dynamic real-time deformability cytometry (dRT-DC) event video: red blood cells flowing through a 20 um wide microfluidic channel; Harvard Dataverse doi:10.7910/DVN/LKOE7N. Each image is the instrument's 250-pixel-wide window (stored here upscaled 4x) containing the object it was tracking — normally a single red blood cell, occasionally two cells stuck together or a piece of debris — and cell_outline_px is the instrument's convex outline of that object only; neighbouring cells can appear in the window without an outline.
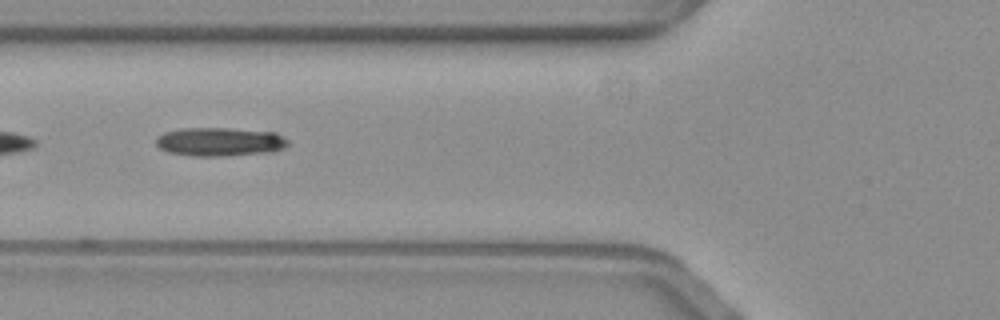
{"species": "common noctule bat (a hibernating species)", "species_latin": "Nyctalus noctula", "temperature_condition": "warm", "stored_images_in_passage": 16, "camera_frame_rate_fps": 3000, "um_per_image_px": 0.085, "animal": {"sex": "female", "body_mass_g": 19.3, "forearm_length_mm": 54.1}, "frame": {"image": 1, "passage_image": 7, "time_ms": 2.0, "image_size_px": [1000, 320], "cell_outline_px": [[288, 144], [284, 148], [272, 152], [228, 156], [192, 156], [168, 152], [160, 148], [156, 144], [156, 136], [164, 132], [180, 128], [228, 128], [276, 132], [288, 140]], "centroid_in_image_um": [18.68, 12.05], "position_along_channel_um": 107.1, "area_um2": 22.31}}
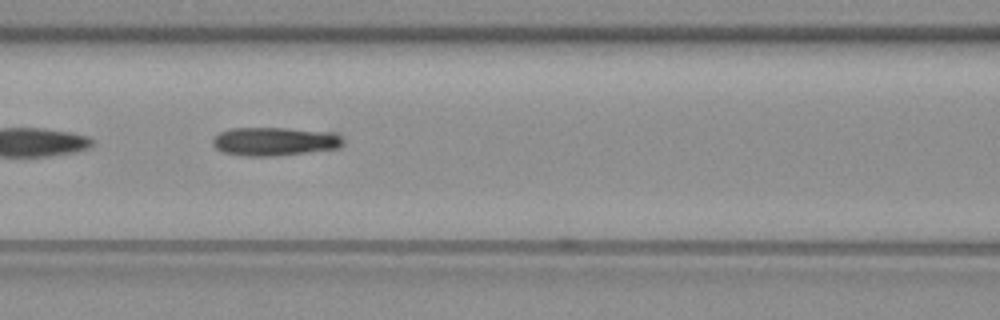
{"frame": {"image": 2, "passage_image": 10, "time_ms": 3.0, "image_size_px": [1000, 320], "cell_outline_px": [[344, 144], [340, 148], [272, 156], [244, 156], [224, 152], [216, 148], [212, 144], [212, 140], [220, 132], [228, 128], [284, 128], [340, 132], [344, 140]], "centroid_in_image_um": [23.41, 12.01], "position_along_channel_um": 143.2, "area_um2": 21.91}}
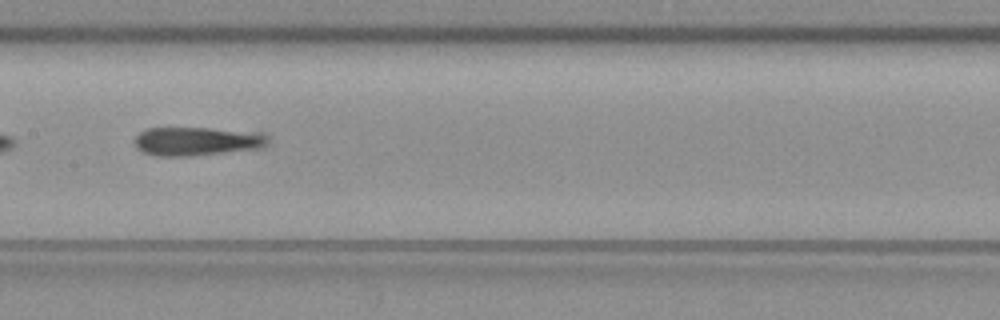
{"frame": {"image": 3, "passage_image": 14, "time_ms": 4.333, "image_size_px": [1000, 320], "cell_outline_px": [[268, 144], [264, 148], [192, 156], [156, 156], [140, 152], [136, 148], [132, 140], [140, 132], [148, 128], [208, 128], [264, 132], [268, 136]], "centroid_in_image_um": [16.75, 12.01], "position_along_channel_um": 190.7, "area_um2": 22.83}}